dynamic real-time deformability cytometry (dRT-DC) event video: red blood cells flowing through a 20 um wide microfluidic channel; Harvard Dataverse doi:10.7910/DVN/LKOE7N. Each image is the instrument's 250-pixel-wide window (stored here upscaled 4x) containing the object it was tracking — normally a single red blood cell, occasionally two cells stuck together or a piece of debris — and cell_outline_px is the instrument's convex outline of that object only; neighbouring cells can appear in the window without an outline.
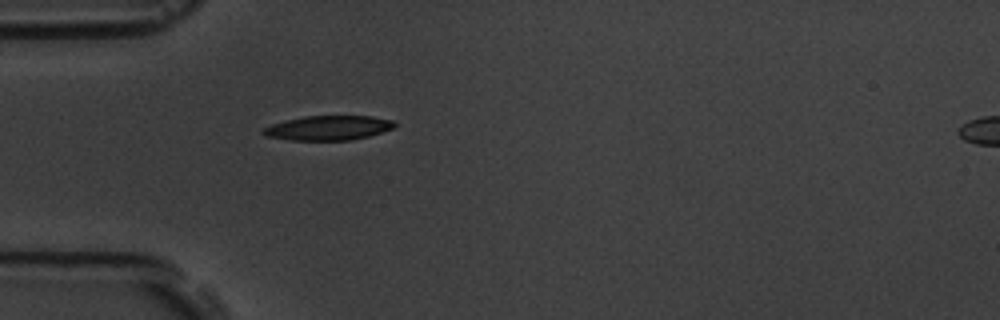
{"species": "common noctule bat (a hibernating species)", "species_latin": "Nyctalus noctula", "temperature_condition": "room temperature", "stored_images_in_passage": 2, "segment_of_instrument_passage": [1, 2], "camera_frame_rate_fps": 3000, "um_per_image_px": 0.085, "animal": {"sex": "male", "body_mass_g": 19.5, "forearm_length_mm": 54.6}, "frame": {"image": 1, "passage_image": 1, "time_ms": 0.0, "image_size_px": [1000, 320], "cell_outline_px": [[396, 124], [392, 128], [368, 136], [352, 140], [288, 140], [264, 136], [260, 132], [264, 128], [272, 124], [304, 116], [372, 116], [392, 120]], "centroid_in_image_um": [27.86, 10.88], "position_along_channel_um": 57.1, "area_um2": 18.67}}